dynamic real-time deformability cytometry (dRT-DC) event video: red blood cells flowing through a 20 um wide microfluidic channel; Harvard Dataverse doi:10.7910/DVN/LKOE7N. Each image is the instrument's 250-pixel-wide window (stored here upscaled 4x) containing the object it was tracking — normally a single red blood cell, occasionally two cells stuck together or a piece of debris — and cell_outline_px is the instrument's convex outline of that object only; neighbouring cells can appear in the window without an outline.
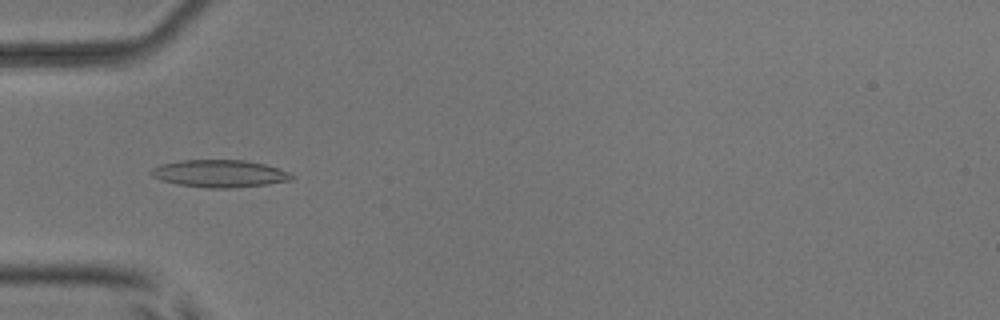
{"species": "common noctule bat (a hibernating species)", "species_latin": "Nyctalus noctula", "temperature_condition": "room temperature", "stored_images_in_passage": 38, "camera_frame_rate_fps": 3000, "um_per_image_px": 0.085, "animal": {"sex": "male", "body_mass_g": 17.9, "forearm_length_mm": 54.2}, "frame": {"image": 1, "passage_image": 3, "time_ms": 0.667, "image_size_px": [1000, 320], "cell_outline_px": [[296, 176], [292, 180], [268, 184], [232, 188], [208, 188], [176, 184], [160, 180], [152, 176], [148, 172], [152, 168], [160, 164], [180, 160], [244, 160], [264, 164], [288, 172]], "centroid_in_image_um": [18.63, 14.76], "position_along_channel_um": 66.4, "area_um2": 22.54}}
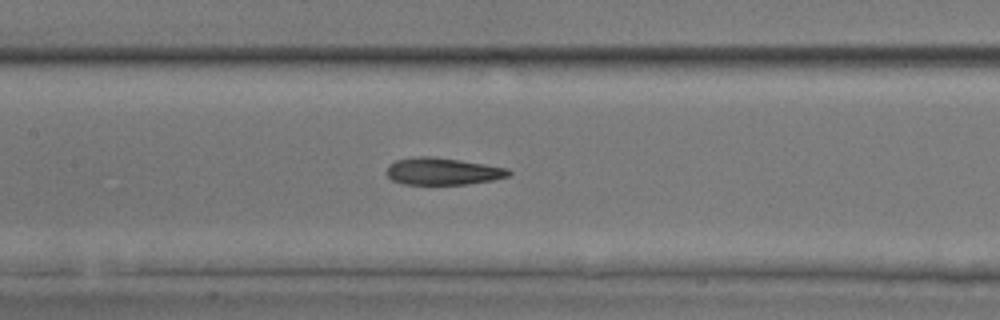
{"frame": {"image": 2, "passage_image": 11, "time_ms": 3.333, "image_size_px": [1000, 320], "cell_outline_px": [[512, 172], [508, 176], [492, 180], [464, 184], [404, 184], [392, 180], [384, 172], [388, 164], [396, 160], [420, 156], [432, 156], [460, 160], [508, 168]], "centroid_in_image_um": [37.58, 14.55], "position_along_channel_um": 169.8, "area_um2": 19.25}}
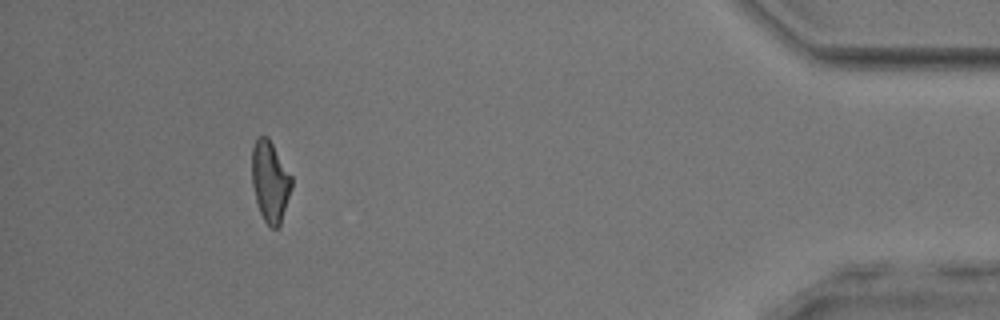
{"frame": {"image": 3, "passage_image": 34, "time_ms": 11.0, "image_size_px": [1000, 320], "cell_outline_px": [[292, 188], [280, 224], [276, 228], [272, 228], [264, 220], [260, 212], [256, 200], [252, 184], [252, 148], [256, 136], [268, 136], [292, 176]], "centroid_in_image_um": [22.96, 15.38], "position_along_channel_um": 412.2, "area_um2": 18.73}, "authors_computed_cell_mechanics": {"area_um2": 19.4497, "velocity_mm_per_s": 3.9212, "shape_relaxation_time_tau1_ms": 4.7753, "shape_relaxation_time_tau2_ms": 3.0091, "deformation_change_tau1": 0.1706, "deformation_change_tau2": 0.1363}}